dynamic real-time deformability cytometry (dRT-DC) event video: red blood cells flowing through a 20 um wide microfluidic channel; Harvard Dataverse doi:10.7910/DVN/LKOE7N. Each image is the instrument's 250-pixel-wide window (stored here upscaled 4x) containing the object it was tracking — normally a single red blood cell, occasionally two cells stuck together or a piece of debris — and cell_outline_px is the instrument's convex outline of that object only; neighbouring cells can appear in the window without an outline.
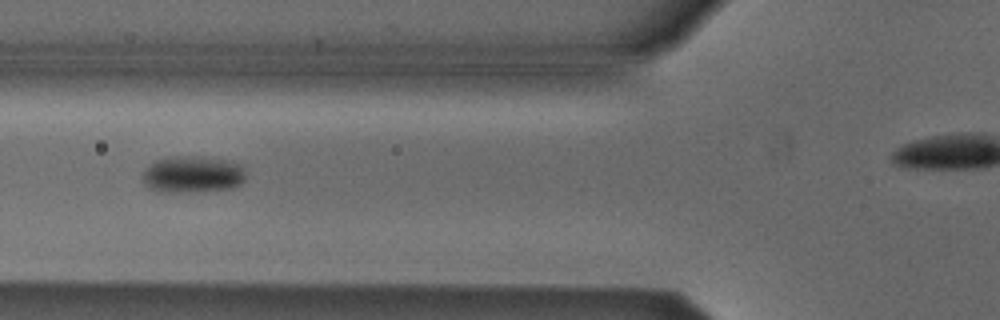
{"species": "Egyptian fruit bat (a non-hibernating species)", "species_latin": "Rousettus aegyptiacus", "temperature_condition": "cold", "stored_images_in_passage": 6, "camera_frame_rate_fps": 3000, "um_per_image_px": 0.085, "animal": {"sex": "male"}, "frame": {"image": 1, "passage_image": 3, "time_ms": 2.333, "image_size_px": [1000, 320], "cell_outline_px": [[244, 180], [240, 184], [232, 188], [188, 192], [156, 192], [148, 188], [144, 184], [144, 172], [156, 160], [168, 156], [176, 156], [224, 160], [240, 164], [244, 168]], "centroid_in_image_um": [16.35, 14.85], "position_along_channel_um": 109.4, "area_um2": 21.73}}
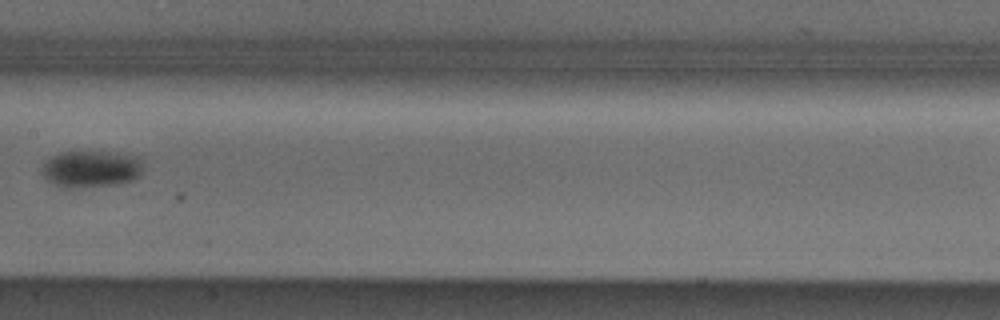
{"frame": {"image": 2, "passage_image": 5, "time_ms": 4.667, "image_size_px": [1000, 320], "cell_outline_px": [[140, 172], [132, 180], [120, 184], [72, 188], [68, 188], [56, 184], [48, 180], [40, 172], [40, 168], [44, 160], [60, 152], [80, 148], [116, 152], [140, 160]], "centroid_in_image_um": [7.62, 14.31], "position_along_channel_um": 199.8, "area_um2": 22.2}}
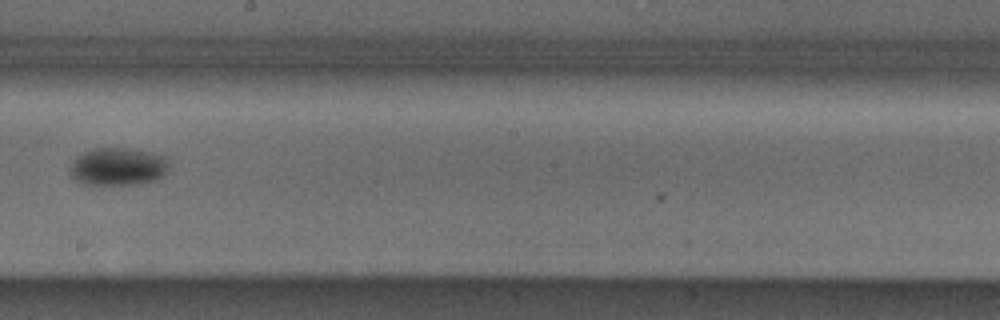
{"frame": {"image": 3, "passage_image": 6, "time_ms": 5.667, "image_size_px": [1000, 320], "cell_outline_px": [[168, 168], [156, 180], [144, 184], [100, 188], [80, 184], [68, 172], [72, 164], [84, 152], [92, 148], [124, 148], [164, 156], [168, 160]], "centroid_in_image_um": [9.97, 14.25], "position_along_channel_um": 238.2, "area_um2": 22.37}}